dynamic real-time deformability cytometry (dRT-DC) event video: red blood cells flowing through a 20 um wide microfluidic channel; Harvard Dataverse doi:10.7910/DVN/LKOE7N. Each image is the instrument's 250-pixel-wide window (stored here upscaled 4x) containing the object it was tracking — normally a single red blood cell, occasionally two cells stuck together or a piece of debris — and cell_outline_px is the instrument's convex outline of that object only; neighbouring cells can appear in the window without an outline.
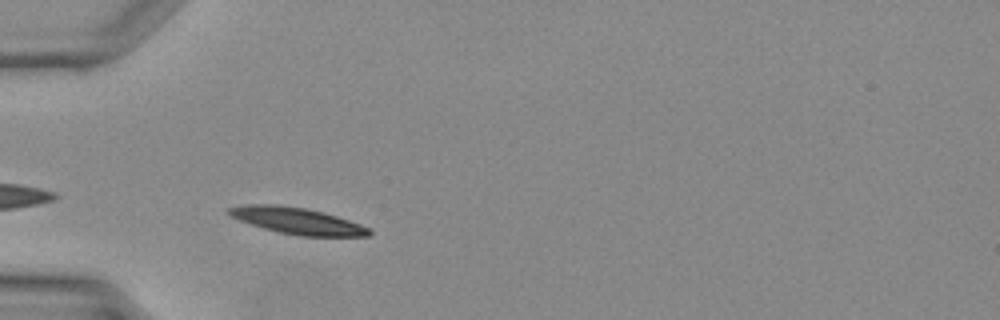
{"species": "Egyptian fruit bat (a non-hibernating species)", "species_latin": "Rousettus aegyptiacus", "temperature_condition": "warm", "stored_images_in_passage": 29, "camera_frame_rate_fps": 3000, "um_per_image_px": 0.085, "animal": {"sex": "female"}, "frame": {"image": 1, "passage_image": 2, "time_ms": 0.333, "image_size_px": [1000, 320], "cell_outline_px": [[372, 232], [368, 236], [300, 236], [280, 232], [264, 228], [240, 220], [232, 216], [228, 212], [228, 208], [244, 204], [280, 204], [308, 208], [324, 212], [372, 228]], "centroid_in_image_um": [25.3, 18.76], "position_along_channel_um": 59.7, "area_um2": 21.62}}
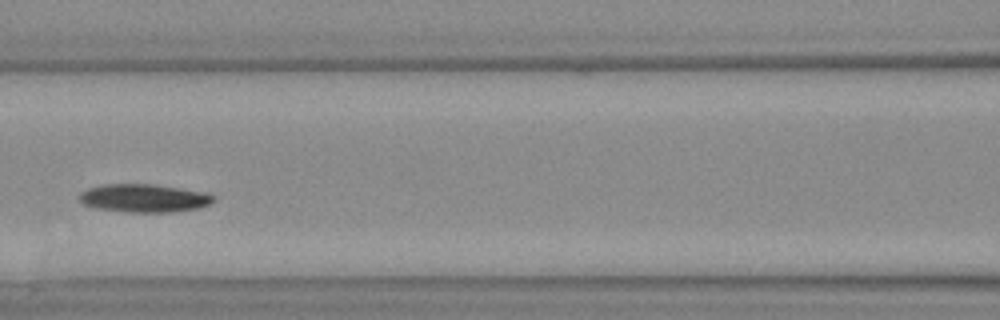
{"frame": {"image": 2, "passage_image": 8, "time_ms": 2.333, "image_size_px": [1000, 320], "cell_outline_px": [[216, 196], [208, 204], [196, 208], [168, 212], [132, 212], [100, 208], [84, 204], [80, 200], [80, 196], [88, 188], [104, 184], [152, 184], [208, 192]], "centroid_in_image_um": [12.29, 16.82], "position_along_channel_um": 154.3, "area_um2": 21.56}}
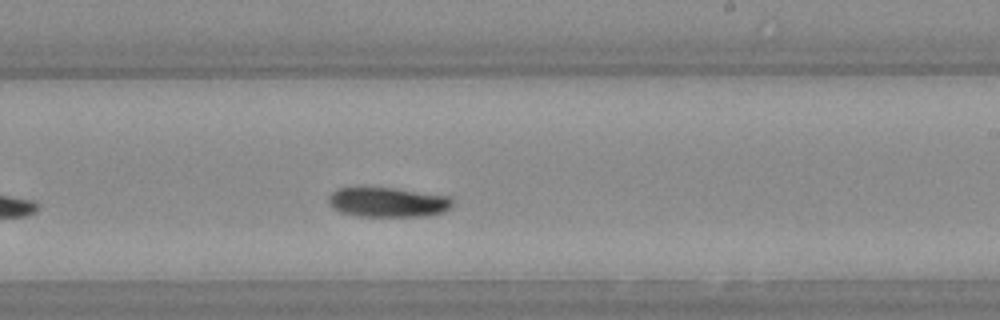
{"frame": {"image": 3, "passage_image": 14, "time_ms": 4.333, "image_size_px": [1000, 320], "cell_outline_px": [[452, 204], [444, 212], [428, 216], [356, 216], [340, 212], [328, 204], [328, 196], [336, 188], [392, 188], [452, 196]], "centroid_in_image_um": [32.96, 17.19], "position_along_channel_um": 256.0, "area_um2": 21.5}}